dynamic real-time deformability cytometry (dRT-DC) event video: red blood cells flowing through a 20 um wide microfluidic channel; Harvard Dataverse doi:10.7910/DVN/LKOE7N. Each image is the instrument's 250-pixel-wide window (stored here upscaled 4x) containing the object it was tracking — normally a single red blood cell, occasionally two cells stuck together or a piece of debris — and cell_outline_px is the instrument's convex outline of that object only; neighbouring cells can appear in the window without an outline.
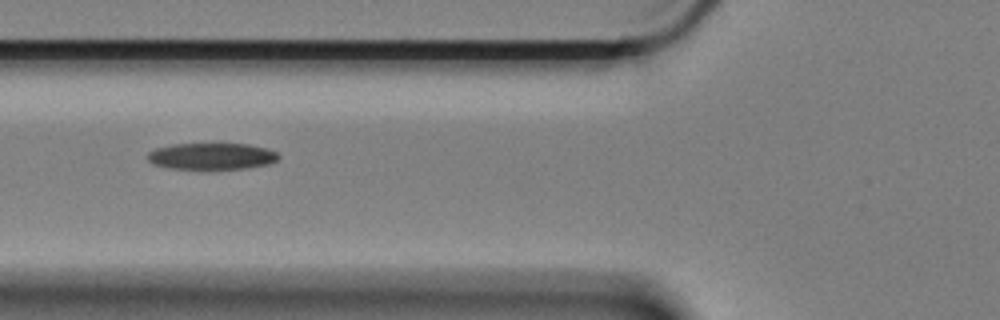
{"species": "Egyptian fruit bat (a non-hibernating species)", "species_latin": "Rousettus aegyptiacus", "temperature_condition": "cold", "stored_images_in_passage": 17, "camera_frame_rate_fps": 3000, "um_per_image_px": 0.085, "animal": {"sex": "female"}, "frame": {"image": 1, "passage_image": 6, "time_ms": 1.667, "image_size_px": [1000, 320], "cell_outline_px": [[272, 156], [268, 160], [248, 164], [176, 164], [156, 160], [156, 156], [168, 152], [188, 148], [248, 148], [268, 152]], "centroid_in_image_um": [18.24, 13.28], "position_along_channel_um": 107.6, "area_um2": 11.39}}
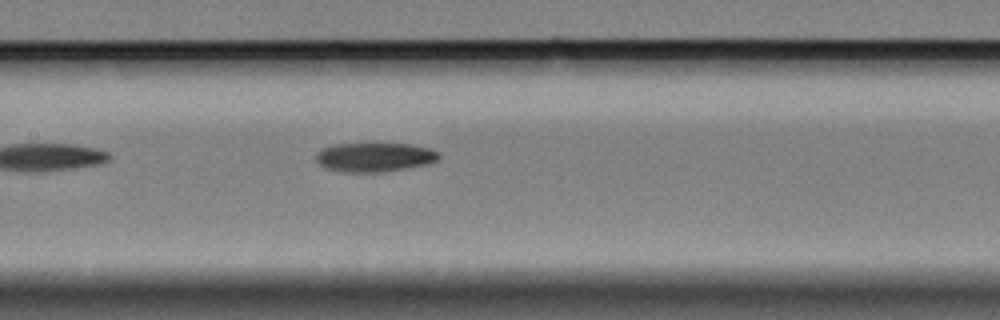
{"frame": {"image": 2, "passage_image": 12, "time_ms": 3.667, "image_size_px": [1000, 320], "cell_outline_px": [[432, 156], [424, 160], [400, 164], [340, 164], [324, 160], [324, 156], [328, 152], [348, 148], [408, 148], [428, 152]], "centroid_in_image_um": [31.97, 13.26], "position_along_channel_um": 175.4, "area_um2": 10.64}}